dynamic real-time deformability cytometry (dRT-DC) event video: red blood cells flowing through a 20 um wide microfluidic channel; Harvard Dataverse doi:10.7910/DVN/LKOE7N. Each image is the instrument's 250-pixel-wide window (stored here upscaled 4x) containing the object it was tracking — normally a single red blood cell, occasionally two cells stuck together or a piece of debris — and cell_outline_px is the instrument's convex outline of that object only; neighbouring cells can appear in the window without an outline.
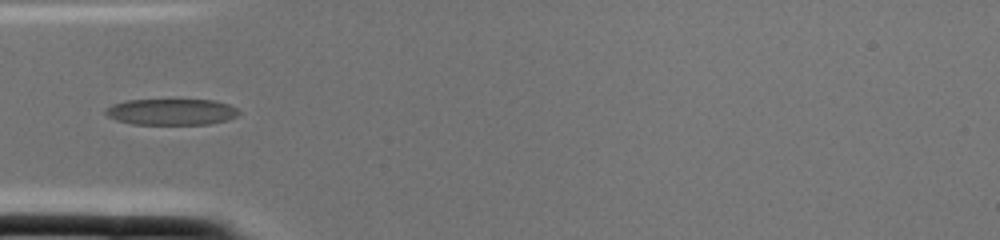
{"species": "common noctule bat (a hibernating species)", "species_latin": "Nyctalus noctula", "temperature_condition": "cold", "stored_images_in_passage": 2, "camera_frame_rate_fps": 3000, "um_per_image_px": 0.085, "animal": {"sex": "female", "body_mass_g": 22.0, "forearm_length_mm": 56.7}, "frame": {"image": 1, "passage_image": 2, "time_ms": 0.333, "image_size_px": [1000, 240], "cell_outline_px": [[240, 112], [236, 116], [228, 120], [208, 124], [132, 124], [116, 120], [108, 116], [104, 112], [112, 104], [128, 100], [216, 100], [228, 104], [236, 108]], "centroid_in_image_um": [14.58, 9.51], "position_along_channel_um": 70.4, "area_um2": 20.29}}